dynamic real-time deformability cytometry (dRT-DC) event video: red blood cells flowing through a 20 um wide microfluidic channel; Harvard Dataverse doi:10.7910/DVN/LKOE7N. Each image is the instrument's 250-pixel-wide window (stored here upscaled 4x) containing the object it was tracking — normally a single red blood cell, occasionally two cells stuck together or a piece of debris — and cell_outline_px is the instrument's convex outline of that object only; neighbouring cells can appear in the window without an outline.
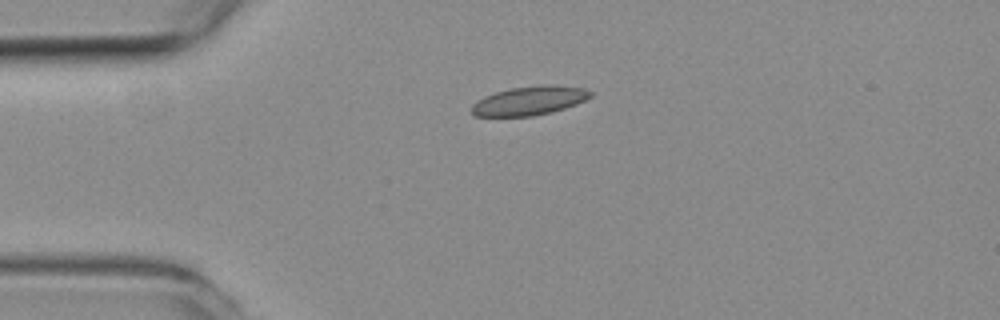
{"species": "common noctule bat (a hibernating species)", "species_latin": "Nyctalus noctula", "temperature_condition": "room temperature", "stored_images_in_passage": 34, "camera_frame_rate_fps": 3000, "um_per_image_px": 0.085, "animal": {"sex": "female", "body_mass_g": 19.3, "forearm_length_mm": 54.1}, "frame": {"image": 1, "passage_image": 1, "time_ms": 0.0, "image_size_px": [1000, 320], "cell_outline_px": [[592, 96], [576, 104], [552, 112], [532, 116], [476, 116], [472, 112], [472, 104], [484, 96], [496, 92], [512, 88], [540, 84], [556, 84], [584, 88], [592, 92]], "centroid_in_image_um": [45.03, 8.54], "position_along_channel_um": 40.0, "area_um2": 20.06}}
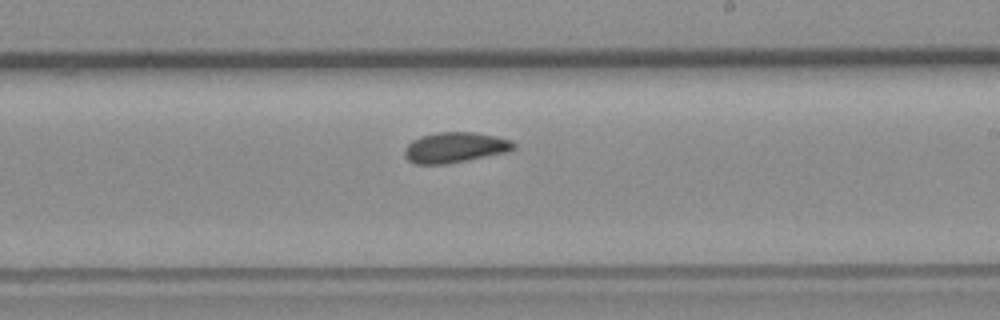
{"frame": {"image": 2, "passage_image": 19, "time_ms": 6.0, "image_size_px": [1000, 320], "cell_outline_px": [[516, 148], [508, 152], [448, 164], [416, 164], [408, 160], [404, 156], [404, 148], [412, 140], [420, 136], [436, 132], [476, 132], [496, 136], [512, 140], [516, 144]], "centroid_in_image_um": [38.69, 12.53], "position_along_channel_um": 250.3, "area_um2": 19.65}}
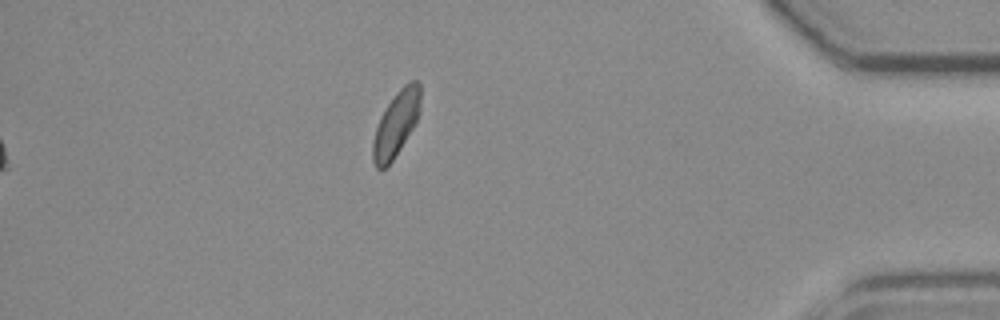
{"frame": {"image": 3, "passage_image": 34, "time_ms": 11.0, "image_size_px": [1000, 320], "cell_outline_px": [[420, 112], [416, 124], [392, 160], [384, 168], [376, 168], [372, 160], [372, 140], [380, 116], [396, 92], [404, 84], [412, 80], [420, 80]], "centroid_in_image_um": [33.68, 10.5], "position_along_channel_um": 401.5, "area_um2": 18.09}, "authors_computed_cell_mechanics": {"area_um2": 19.1896, "velocity_mm_per_s": 3.941, "shape_relaxation_time_tau1_ms": 8.531, "shape_relaxation_time_tau2_ms": null, "deformation_change_tau1": 0.1046, "deformation_change_tau2": null}}